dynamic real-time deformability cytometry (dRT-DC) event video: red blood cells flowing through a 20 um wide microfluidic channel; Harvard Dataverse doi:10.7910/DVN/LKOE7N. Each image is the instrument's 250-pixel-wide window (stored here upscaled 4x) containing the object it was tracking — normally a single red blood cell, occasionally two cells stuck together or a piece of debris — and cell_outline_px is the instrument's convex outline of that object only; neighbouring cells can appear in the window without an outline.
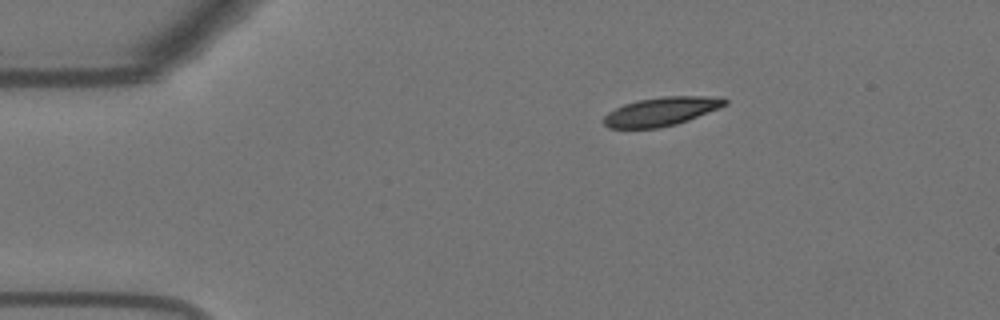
{"species": "Egyptian fruit bat (a non-hibernating species)", "species_latin": "Rousettus aegyptiacus", "temperature_condition": "warm", "stored_images_in_passage": 47, "camera_frame_rate_fps": 3000, "um_per_image_px": 0.085, "animal": {"sex": "female"}, "frame": {"image": 1, "passage_image": 1, "time_ms": 0.0, "image_size_px": [1000, 320], "cell_outline_px": [[728, 104], [720, 108], [688, 120], [676, 124], [660, 128], [608, 128], [604, 124], [604, 116], [608, 112], [624, 104], [636, 100], [664, 96], [720, 96], [728, 100]], "centroid_in_image_um": [56.24, 9.46], "position_along_channel_um": 28.8, "area_um2": 20.4}}
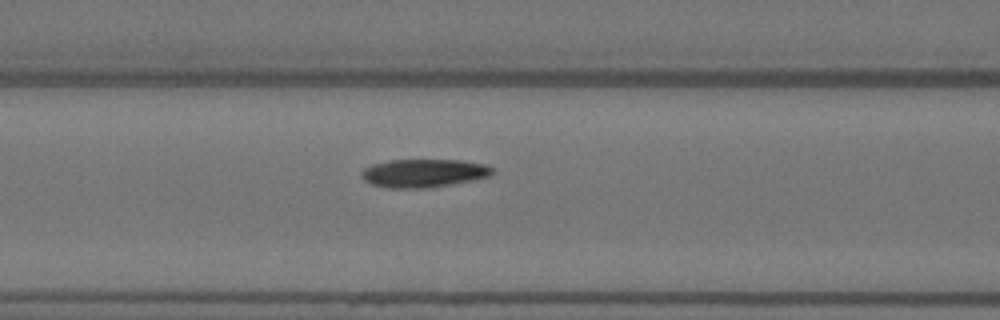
{"frame": {"image": 2, "passage_image": 14, "time_ms": 4.333, "image_size_px": [1000, 320], "cell_outline_px": [[496, 172], [492, 176], [472, 180], [424, 188], [388, 188], [372, 184], [364, 180], [360, 176], [360, 172], [364, 168], [372, 164], [388, 160], [460, 160], [484, 164], [492, 168]], "centroid_in_image_um": [35.99, 14.71], "position_along_channel_um": 130.6, "area_um2": 21.56}}
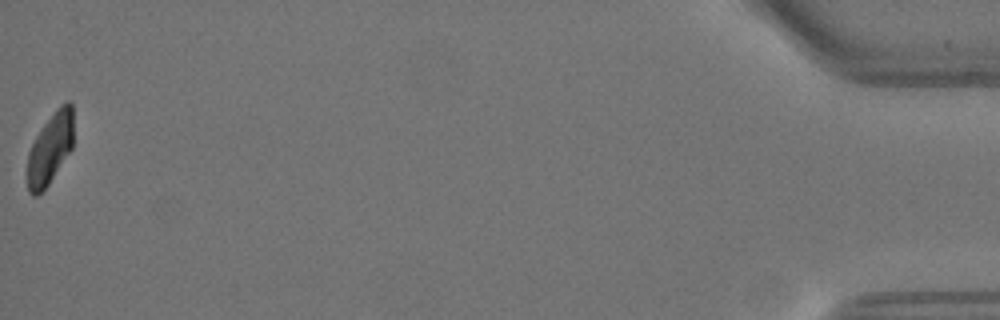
{"frame": {"image": 3, "passage_image": 47, "time_ms": 15.333, "image_size_px": [1000, 320], "cell_outline_px": [[72, 148], [48, 184], [36, 196], [32, 196], [28, 192], [28, 152], [36, 136], [44, 124], [56, 108], [64, 100], [68, 100], [72, 104]], "centroid_in_image_um": [4.26, 12.59], "position_along_channel_um": 430.9, "area_um2": 18.79}, "authors_computed_cell_mechanics": {"area_um2": 21.2704, "velocity_mm_per_s": 3.6251, "shape_relaxation_time_tau1_ms": 4.9067, "shape_relaxation_time_tau2_ms": 1.8713, "deformation_change_tau1": 0.1946, "deformation_change_tau2": 0.0739}}